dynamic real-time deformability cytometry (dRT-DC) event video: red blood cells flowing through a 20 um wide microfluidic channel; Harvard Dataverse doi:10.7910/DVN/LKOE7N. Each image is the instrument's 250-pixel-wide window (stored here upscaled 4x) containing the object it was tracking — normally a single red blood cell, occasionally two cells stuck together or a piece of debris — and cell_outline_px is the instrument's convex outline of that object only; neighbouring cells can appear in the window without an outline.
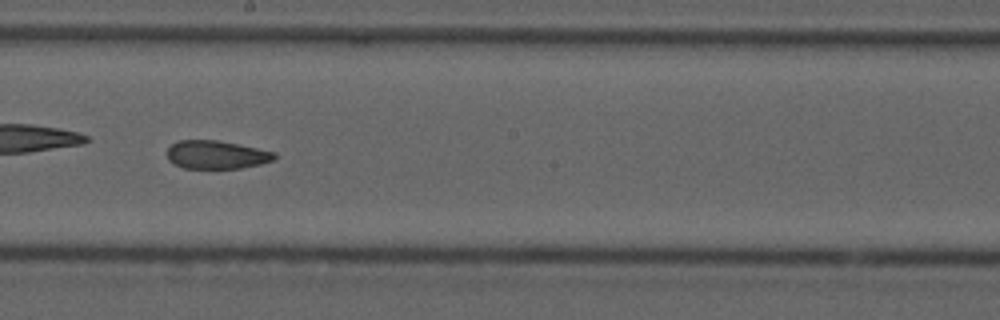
{"species": "common noctule bat (a hibernating species)", "species_latin": "Nyctalus noctula", "temperature_condition": "cold", "stored_images_in_passage": 40, "camera_frame_rate_fps": 3000, "um_per_image_px": 0.085, "animal": {"sex": "male", "forearm_length_mm": 52.5}, "frame": {"image": 1, "passage_image": 23, "time_ms": 7.333, "image_size_px": [1000, 320], "cell_outline_px": [[276, 156], [272, 160], [260, 164], [240, 168], [184, 168], [168, 160], [168, 148], [172, 144], [180, 140], [216, 140], [276, 152]], "centroid_in_image_um": [18.39, 13.15], "position_along_channel_um": 229.8, "area_um2": 17.4}, "authors_computed_cell_mechanics": {"area_um2": 19.2474, "velocity_mm_per_s": 3.7255, "shape_relaxation_time_tau1_ms": null, "shape_relaxation_time_tau2_ms": 2.7672, "deformation_change_tau1": null, "deformation_change_tau2": 0.0881}}